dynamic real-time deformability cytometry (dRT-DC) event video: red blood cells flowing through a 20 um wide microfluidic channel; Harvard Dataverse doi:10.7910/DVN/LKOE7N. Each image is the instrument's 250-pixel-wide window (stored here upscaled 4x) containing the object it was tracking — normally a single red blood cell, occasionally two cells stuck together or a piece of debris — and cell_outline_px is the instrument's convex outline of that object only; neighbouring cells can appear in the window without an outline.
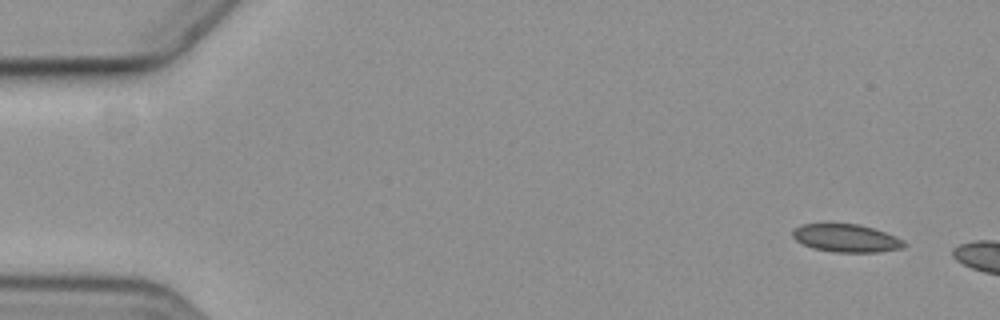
{"species": "common noctule bat (a hibernating species)", "species_latin": "Nyctalus noctula", "temperature_condition": "cold", "stored_images_in_passage": 4, "camera_frame_rate_fps": 3000, "um_per_image_px": 0.085, "animal": {"sex": "female", "body_mass_g": 19.3, "forearm_length_mm": 54.1}, "frame": {"image": 1, "passage_image": 1, "time_ms": 0.0, "image_size_px": [1000, 320], "cell_outline_px": [[908, 244], [904, 248], [880, 252], [832, 252], [812, 248], [796, 240], [792, 236], [792, 228], [800, 224], [828, 220], [860, 224], [896, 236], [904, 240]], "centroid_in_image_um": [71.88, 20.19], "position_along_channel_um": 13.1, "area_um2": 19.19}}